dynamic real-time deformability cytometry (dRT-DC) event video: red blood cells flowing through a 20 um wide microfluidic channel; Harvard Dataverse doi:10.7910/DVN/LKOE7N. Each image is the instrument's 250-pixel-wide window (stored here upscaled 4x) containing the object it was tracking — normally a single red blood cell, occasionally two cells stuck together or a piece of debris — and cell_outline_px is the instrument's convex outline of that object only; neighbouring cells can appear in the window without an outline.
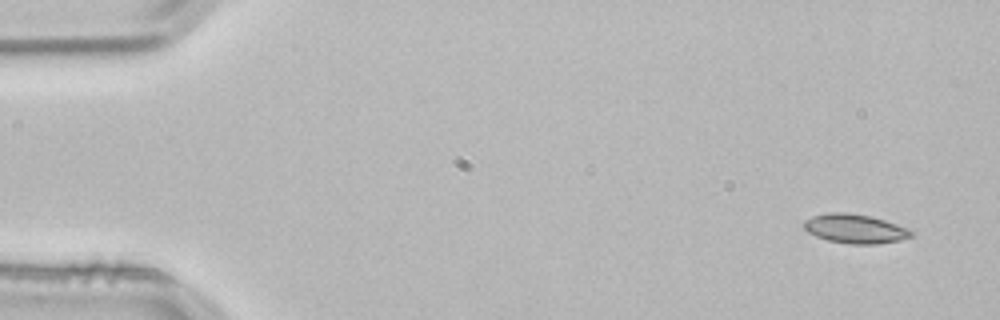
{"species": "common noctule bat (a hibernating species)", "species_latin": "Nyctalus noctula", "temperature_condition": "room temperature", "stored_images_in_passage": 3, "camera_frame_rate_fps": 3000, "um_per_image_px": 0.085, "animal": {"sex": "male", "body_mass_g": 21.5, "forearm_length_mm": 52.0}, "frame": {"image": 1, "passage_image": 1, "time_ms": 0.0, "image_size_px": [1000, 320], "cell_outline_px": [[912, 236], [900, 240], [876, 244], [852, 244], [828, 240], [816, 236], [808, 232], [804, 228], [804, 220], [812, 216], [828, 212], [844, 212], [872, 216], [908, 228], [912, 232]], "centroid_in_image_um": [72.66, 19.43], "position_along_channel_um": 12.3, "area_um2": 18.15}}
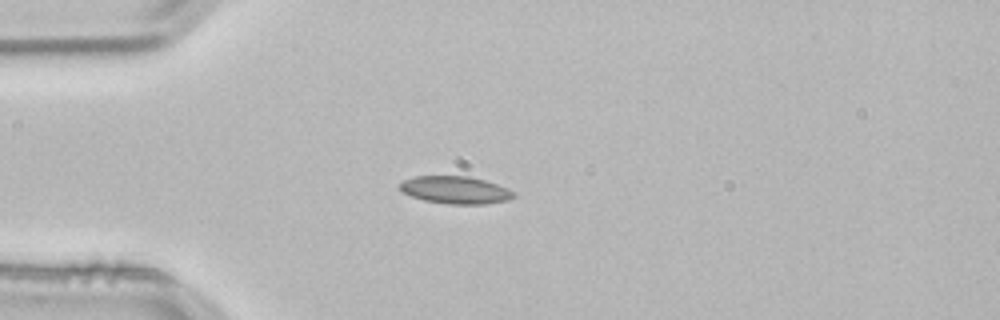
{"frame": {"image": 2, "passage_image": 3, "time_ms": 0.667, "image_size_px": [1000, 320], "cell_outline_px": [[516, 196], [508, 200], [484, 204], [448, 204], [424, 200], [412, 196], [404, 192], [400, 188], [400, 184], [404, 180], [412, 176], [468, 176], [484, 180], [508, 188], [516, 192]], "centroid_in_image_um": [38.74, 16.15], "position_along_channel_um": 46.3, "area_um2": 18.21}}